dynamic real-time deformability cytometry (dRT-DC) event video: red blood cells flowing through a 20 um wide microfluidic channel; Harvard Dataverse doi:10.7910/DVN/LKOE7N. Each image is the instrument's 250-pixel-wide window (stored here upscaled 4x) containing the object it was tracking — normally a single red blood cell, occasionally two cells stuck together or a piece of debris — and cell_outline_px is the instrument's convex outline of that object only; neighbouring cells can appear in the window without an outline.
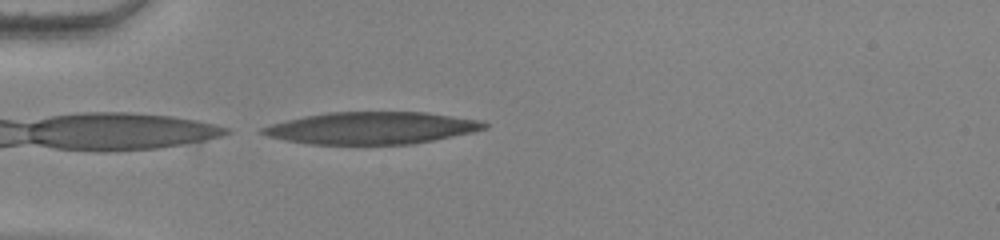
{"species": "human", "species_latin": "Homo sapiens", "temperature_condition": "warm", "stored_images_in_passage": 8, "camera_frame_rate_fps": 3000, "um_per_image_px": 0.085, "donor": {"sex": "female"}, "frame": {"image": 1, "passage_image": 1, "time_ms": 0.0, "image_size_px": [1000, 240], "cell_outline_px": [[488, 128], [472, 132], [412, 144], [308, 144], [284, 140], [268, 136], [260, 132], [260, 128], [272, 124], [304, 116], [328, 112], [424, 112], [484, 120], [488, 124]], "centroid_in_image_um": [31.61, 10.88], "position_along_channel_um": 53.4, "area_um2": 41.44}}
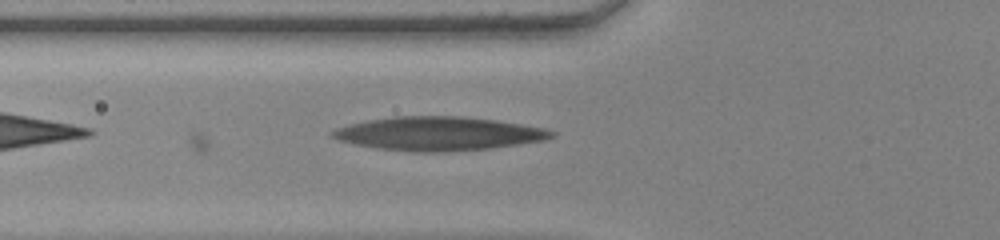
{"frame": {"image": 2, "passage_image": 5, "time_ms": 1.333, "image_size_px": [1000, 240], "cell_outline_px": [[556, 136], [544, 140], [492, 148], [444, 152], [412, 152], [376, 148], [352, 144], [336, 140], [328, 136], [328, 132], [336, 128], [348, 124], [368, 120], [392, 116], [460, 116], [496, 120], [544, 128], [556, 132]], "centroid_in_image_um": [37.2, 11.36], "position_along_channel_um": 88.6, "area_um2": 43.47}}
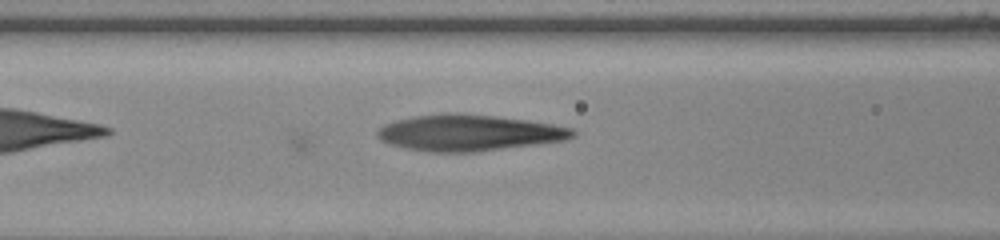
{"frame": {"image": 3, "passage_image": 8, "time_ms": 2.333, "image_size_px": [1000, 240], "cell_outline_px": [[576, 136], [568, 140], [476, 152], [428, 152], [404, 148], [388, 144], [380, 140], [376, 136], [376, 132], [384, 124], [396, 120], [416, 116], [448, 112], [496, 116], [552, 124], [572, 128], [576, 132]], "centroid_in_image_um": [39.84, 11.29], "position_along_channel_um": 126.8, "area_um2": 41.38}}